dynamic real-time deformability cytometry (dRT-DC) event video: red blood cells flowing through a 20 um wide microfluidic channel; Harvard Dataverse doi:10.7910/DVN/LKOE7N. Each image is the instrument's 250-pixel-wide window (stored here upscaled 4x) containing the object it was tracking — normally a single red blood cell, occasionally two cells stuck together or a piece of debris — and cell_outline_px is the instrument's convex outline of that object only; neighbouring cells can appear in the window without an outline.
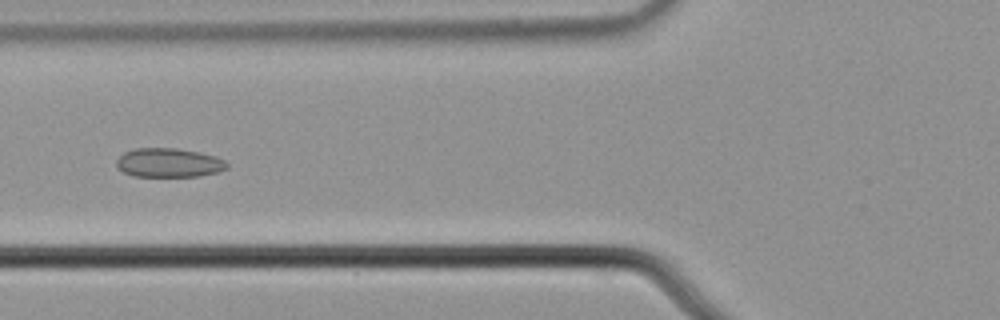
{"species": "common noctule bat (a hibernating species)", "species_latin": "Nyctalus noctula", "temperature_condition": "cold", "stored_images_in_passage": 6, "camera_frame_rate_fps": 3000, "um_per_image_px": 0.085, "animal": {"sex": "male", "body_mass_g": 21.5, "forearm_length_mm": 52.0}, "frame": {"image": 1, "passage_image": 5, "time_ms": 1.333, "image_size_px": [1000, 320], "cell_outline_px": [[228, 168], [216, 172], [200, 176], [136, 176], [124, 172], [116, 168], [116, 160], [124, 152], [136, 148], [176, 148], [216, 156], [224, 160], [228, 164]], "centroid_in_image_um": [14.33, 13.83], "position_along_channel_um": 111.5, "area_um2": 18.61}}
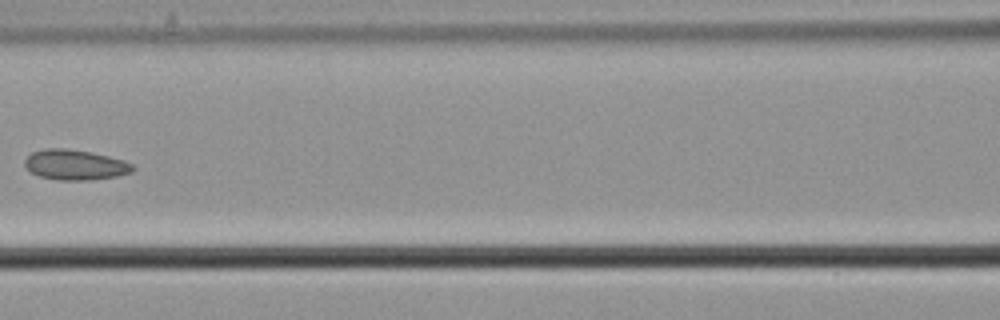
{"frame": {"image": 2, "passage_image": 6, "time_ms": 1.667, "image_size_px": [1000, 320], "cell_outline_px": [[136, 168], [132, 172], [116, 176], [88, 180], [56, 180], [40, 176], [32, 172], [24, 164], [24, 160], [32, 152], [44, 148], [64, 148], [88, 152], [108, 156], [124, 160], [132, 164]], "centroid_in_image_um": [6.39, 14.01], "position_along_channel_um": 160.2, "area_um2": 18.9}}